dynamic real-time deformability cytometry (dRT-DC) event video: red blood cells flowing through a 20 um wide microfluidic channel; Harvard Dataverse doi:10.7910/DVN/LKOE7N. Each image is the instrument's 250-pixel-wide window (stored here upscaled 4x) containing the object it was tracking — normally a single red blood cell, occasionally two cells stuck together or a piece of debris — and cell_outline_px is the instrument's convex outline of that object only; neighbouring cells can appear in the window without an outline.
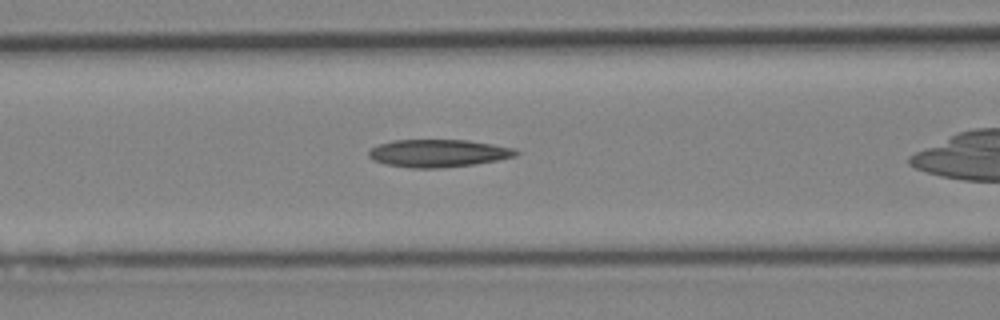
{"species": "Egyptian fruit bat (a non-hibernating species)", "species_latin": "Rousettus aegyptiacus", "temperature_condition": "cold", "stored_images_in_passage": 34, "camera_frame_rate_fps": 3000, "um_per_image_px": 0.085, "animal": {"sex": "female"}, "frame": {"image": 1, "passage_image": 16, "time_ms": 5.0, "image_size_px": [1000, 320], "cell_outline_px": [[520, 152], [516, 156], [476, 164], [436, 168], [412, 168], [384, 164], [372, 160], [368, 156], [368, 152], [372, 148], [380, 144], [392, 140], [468, 140], [492, 144], [512, 148]], "centroid_in_image_um": [37.22, 13.02], "position_along_channel_um": 129.4, "area_um2": 23.64}}
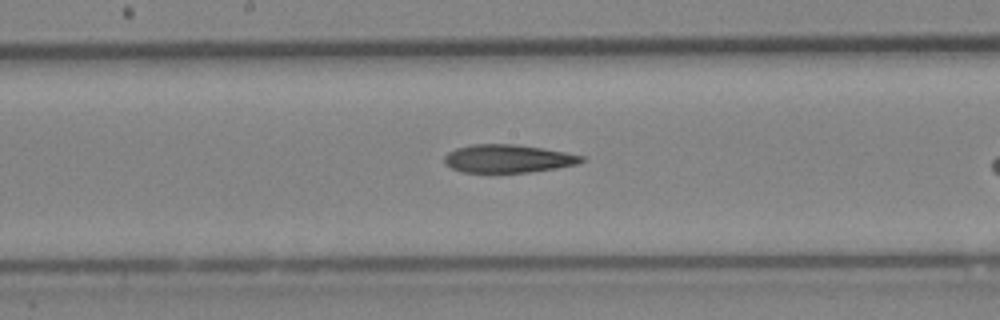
{"frame": {"image": 2, "passage_image": 21, "time_ms": 6.667, "image_size_px": [1000, 320], "cell_outline_px": [[584, 160], [576, 164], [556, 168], [528, 172], [460, 172], [444, 164], [444, 156], [448, 152], [456, 148], [472, 144], [516, 144], [568, 152], [584, 156]], "centroid_in_image_um": [43.15, 13.47], "position_along_channel_um": 205.0, "area_um2": 22.48}}
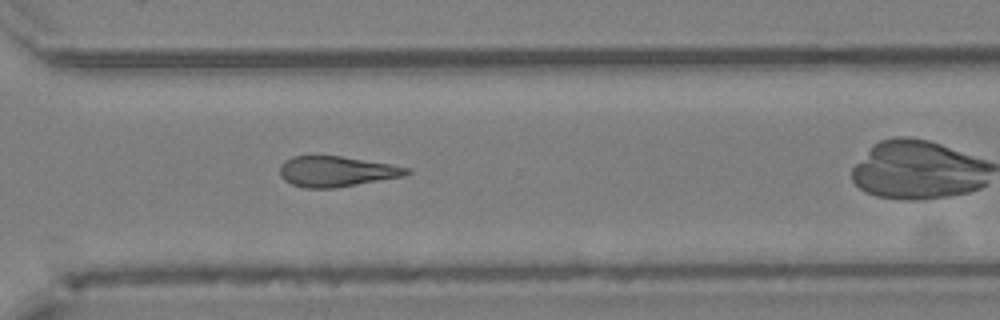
{"frame": {"image": 3, "passage_image": 30, "time_ms": 9.667, "image_size_px": [1000, 320], "cell_outline_px": [[412, 172], [404, 176], [332, 188], [304, 188], [292, 184], [284, 180], [280, 176], [280, 164], [284, 160], [292, 156], [340, 156], [412, 168]], "centroid_in_image_um": [28.57, 14.57], "position_along_channel_um": 342.0, "area_um2": 22.37}}